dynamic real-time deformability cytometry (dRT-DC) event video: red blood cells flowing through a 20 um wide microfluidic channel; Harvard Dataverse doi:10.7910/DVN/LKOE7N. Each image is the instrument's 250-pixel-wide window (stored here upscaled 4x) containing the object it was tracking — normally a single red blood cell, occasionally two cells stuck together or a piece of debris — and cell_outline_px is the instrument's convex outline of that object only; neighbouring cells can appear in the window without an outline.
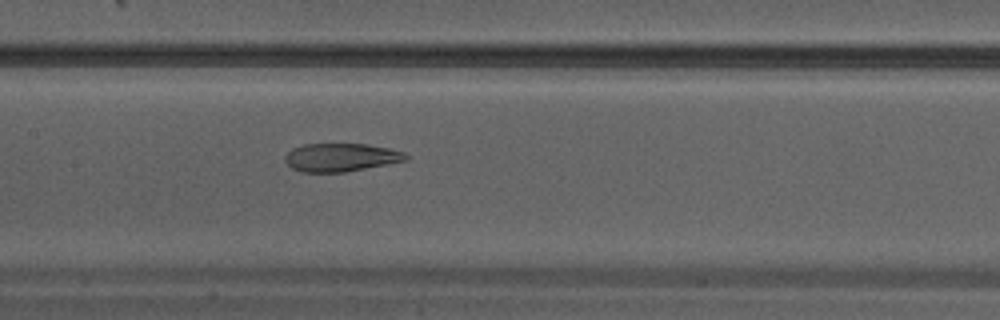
{"species": "Egyptian fruit bat (a non-hibernating species)", "species_latin": "Rousettus aegyptiacus", "temperature_condition": "warm", "stored_images_in_passage": 26, "camera_frame_rate_fps": 3000, "um_per_image_px": 0.085, "animal": {"sex": "male"}, "frame": {"image": 1, "passage_image": 8, "time_ms": 2.333, "image_size_px": [1000, 320], "cell_outline_px": [[408, 160], [388, 164], [344, 172], [304, 172], [292, 168], [284, 160], [284, 156], [292, 148], [304, 144], [368, 144], [388, 148], [404, 152], [408, 156]], "centroid_in_image_um": [28.97, 13.37], "position_along_channel_um": 178.4, "area_um2": 19.83}}
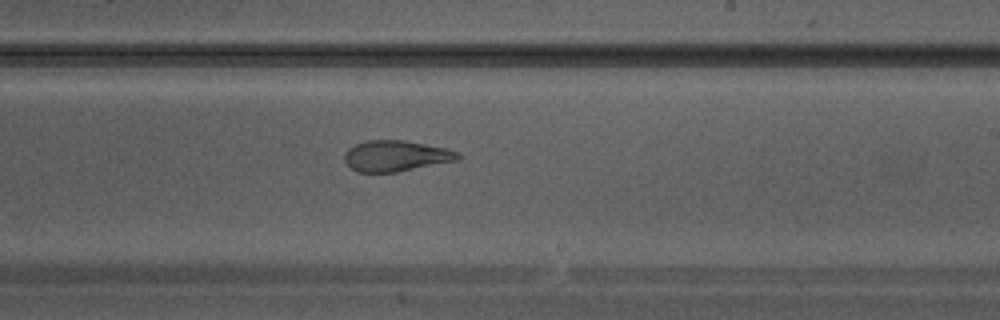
{"frame": {"image": 2, "passage_image": 12, "time_ms": 3.667, "image_size_px": [1000, 320], "cell_outline_px": [[460, 156], [456, 160], [396, 172], [356, 172], [344, 160], [344, 152], [348, 148], [356, 144], [368, 140], [404, 140], [444, 148], [460, 152]], "centroid_in_image_um": [33.61, 13.25], "position_along_channel_um": 255.4, "area_um2": 20.17}}